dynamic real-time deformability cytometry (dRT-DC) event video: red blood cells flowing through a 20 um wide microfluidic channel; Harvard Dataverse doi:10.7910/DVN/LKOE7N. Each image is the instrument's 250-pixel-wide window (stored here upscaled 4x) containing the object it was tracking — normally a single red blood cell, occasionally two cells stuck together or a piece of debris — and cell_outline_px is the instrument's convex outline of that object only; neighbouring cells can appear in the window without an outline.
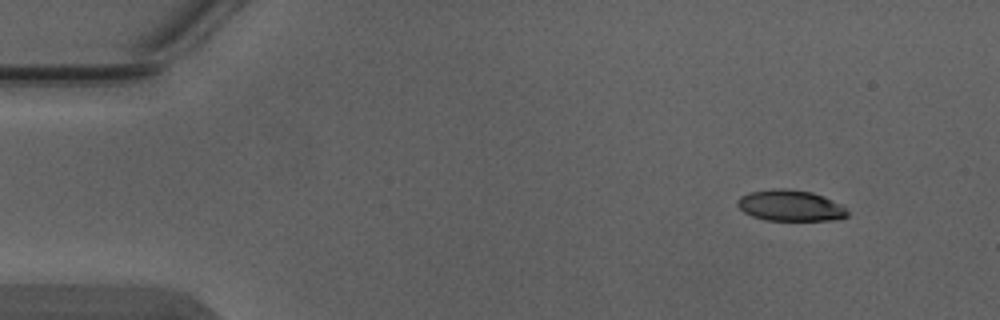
{"species": "Egyptian fruit bat (a non-hibernating species)", "species_latin": "Rousettus aegyptiacus", "temperature_condition": "warm", "stored_images_in_passage": 4, "camera_frame_rate_fps": 3000, "um_per_image_px": 0.085, "animal": {"sex": "male"}, "frame": {"image": 1, "passage_image": 1, "time_ms": 0.0, "image_size_px": [1000, 320], "cell_outline_px": [[848, 216], [832, 220], [768, 220], [752, 216], [744, 212], [736, 204], [736, 200], [740, 196], [752, 192], [776, 188], [784, 188], [812, 192], [824, 196], [840, 204], [848, 212]], "centroid_in_image_um": [67.16, 17.47], "position_along_channel_um": 17.8, "area_um2": 19.77}}
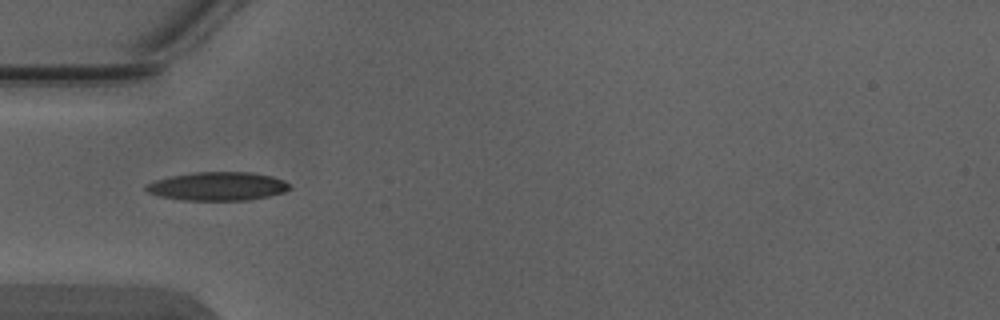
{"frame": {"image": 2, "passage_image": 4, "time_ms": 1.0, "image_size_px": [1000, 320], "cell_outline_px": [[292, 188], [284, 192], [268, 196], [248, 200], [184, 200], [160, 196], [148, 192], [144, 188], [144, 184], [156, 180], [172, 176], [192, 172], [252, 172], [272, 176], [284, 180]], "centroid_in_image_um": [18.5, 15.83], "position_along_channel_um": 66.5, "area_um2": 23.87}}